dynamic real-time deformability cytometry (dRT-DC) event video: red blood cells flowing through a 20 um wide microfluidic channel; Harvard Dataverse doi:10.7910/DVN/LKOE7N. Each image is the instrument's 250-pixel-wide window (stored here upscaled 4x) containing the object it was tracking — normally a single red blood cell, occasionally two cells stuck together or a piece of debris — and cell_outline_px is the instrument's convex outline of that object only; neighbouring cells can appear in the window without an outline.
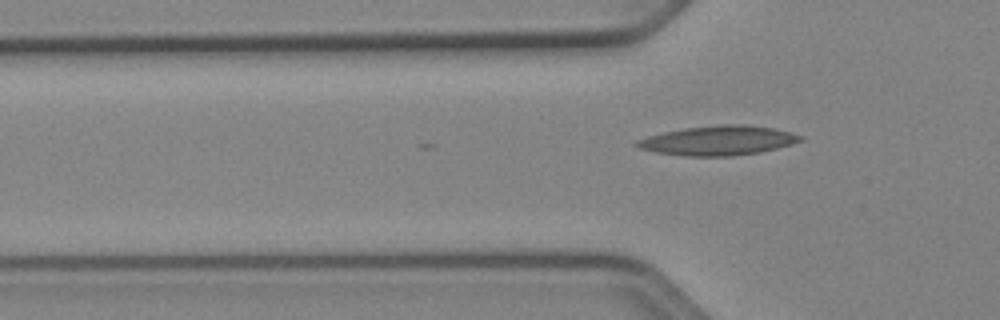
{"species": "Egyptian fruit bat (a non-hibernating species)", "species_latin": "Rousettus aegyptiacus", "temperature_condition": "cold", "stored_images_in_passage": 6, "camera_frame_rate_fps": 3000, "um_per_image_px": 0.085, "animal": {"sex": "female"}, "frame": {"image": 1, "passage_image": 6, "time_ms": 1.667, "image_size_px": [1000, 320], "cell_outline_px": [[804, 140], [792, 144], [760, 152], [732, 156], [684, 156], [656, 152], [640, 148], [632, 144], [636, 140], [648, 136], [664, 132], [684, 128], [724, 124], [748, 124], [776, 128], [792, 132], [804, 136]], "centroid_in_image_um": [61.09, 11.93], "position_along_channel_um": 64.7, "area_um2": 28.32}}